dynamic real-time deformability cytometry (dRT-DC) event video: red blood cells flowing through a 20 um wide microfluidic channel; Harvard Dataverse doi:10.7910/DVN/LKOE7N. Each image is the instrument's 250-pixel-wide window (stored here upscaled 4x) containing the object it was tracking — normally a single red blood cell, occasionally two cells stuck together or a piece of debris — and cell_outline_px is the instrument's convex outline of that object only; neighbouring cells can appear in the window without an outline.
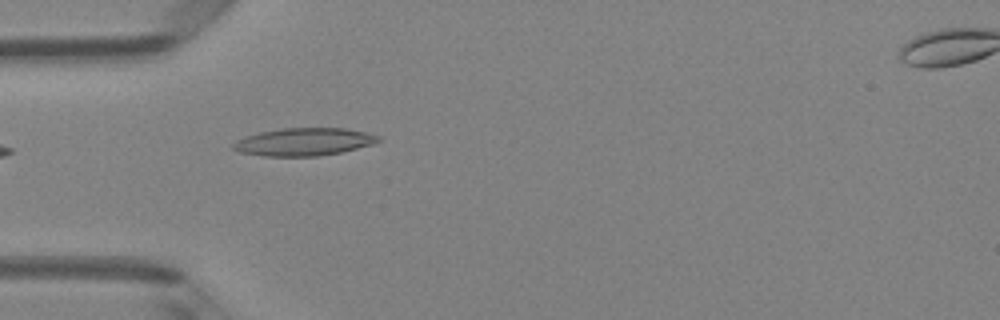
{"species": "Egyptian fruit bat (a non-hibernating species)", "species_latin": "Rousettus aegyptiacus", "temperature_condition": "room temperature", "stored_images_in_passage": 4, "camera_frame_rate_fps": 3000, "um_per_image_px": 0.085, "animal": {"sex": "female"}, "frame": {"image": 1, "passage_image": 3, "time_ms": 0.667, "image_size_px": [1000, 320], "cell_outline_px": [[380, 140], [372, 144], [340, 152], [316, 156], [264, 156], [240, 152], [232, 148], [232, 144], [236, 140], [260, 132], [280, 128], [344, 128], [364, 132], [380, 136]], "centroid_in_image_um": [25.8, 12.05], "position_along_channel_um": 59.2, "area_um2": 23.18}}